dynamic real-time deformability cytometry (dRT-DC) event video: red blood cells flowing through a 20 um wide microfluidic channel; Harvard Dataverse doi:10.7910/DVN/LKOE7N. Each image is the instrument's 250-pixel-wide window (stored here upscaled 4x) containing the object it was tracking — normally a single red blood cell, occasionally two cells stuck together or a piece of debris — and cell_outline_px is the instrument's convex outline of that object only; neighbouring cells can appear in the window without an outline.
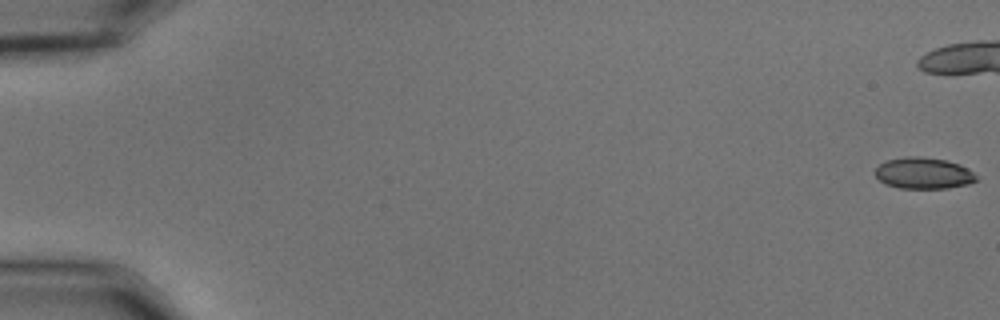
{"species": "common noctule bat (a hibernating species)", "species_latin": "Nyctalus noctula", "temperature_condition": "cold", "stored_images_in_passage": 27, "camera_frame_rate_fps": 3000, "um_per_image_px": 0.085, "animal": {"sex": "male", "body_mass_g": 15.6}, "frame": {"image": 1, "passage_image": 1, "time_ms": 0.0, "image_size_px": [1000, 320], "cell_outline_px": [[976, 180], [968, 184], [948, 188], [900, 188], [884, 184], [876, 176], [876, 168], [880, 164], [888, 160], [908, 156], [920, 156], [944, 160], [960, 164], [968, 168], [976, 176]], "centroid_in_image_um": [78.5, 14.72], "position_along_channel_um": 6.5, "area_um2": 18.32}}
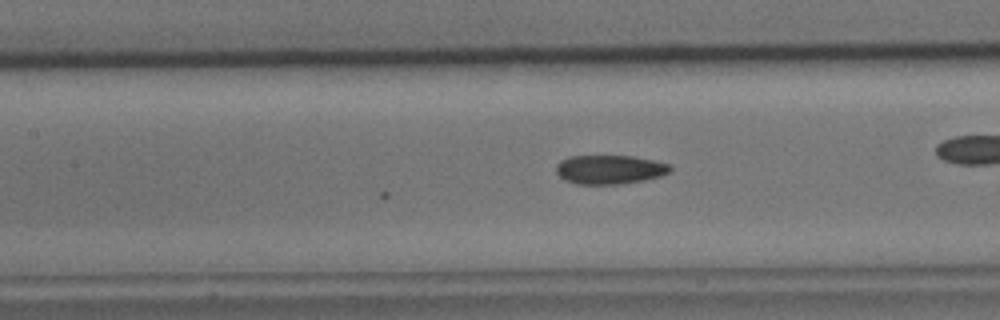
{"frame": {"image": 2, "passage_image": 27, "time_ms": 8.667, "image_size_px": [1000, 320], "cell_outline_px": [[672, 172], [660, 176], [644, 180], [620, 184], [576, 184], [564, 180], [556, 172], [556, 164], [560, 160], [568, 156], [632, 156], [672, 164]], "centroid_in_image_um": [51.83, 14.41], "position_along_channel_um": 155.6, "area_um2": 19.48}}